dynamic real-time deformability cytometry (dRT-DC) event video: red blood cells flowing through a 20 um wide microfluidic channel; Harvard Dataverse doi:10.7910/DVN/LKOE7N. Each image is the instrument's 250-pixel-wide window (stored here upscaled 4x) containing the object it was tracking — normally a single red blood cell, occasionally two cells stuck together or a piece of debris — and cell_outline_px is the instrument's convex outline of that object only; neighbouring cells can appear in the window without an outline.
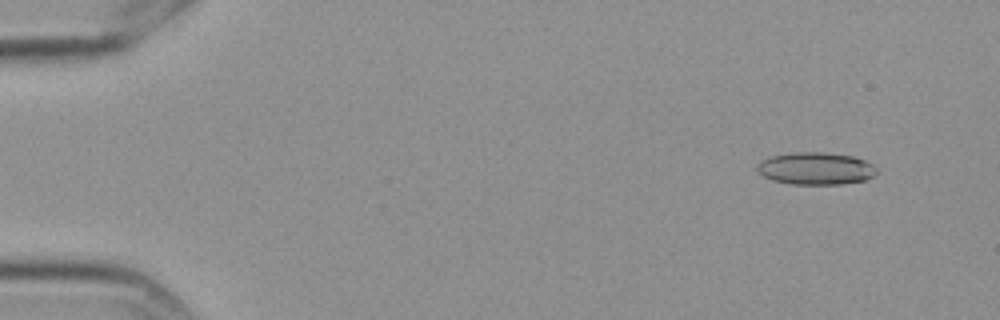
{"species": "Egyptian fruit bat (a non-hibernating species)", "species_latin": "Rousettus aegyptiacus", "temperature_condition": "cold", "stored_images_in_passage": 6, "camera_frame_rate_fps": 3000, "um_per_image_px": 0.085, "frame": {"image": 1, "passage_image": 1, "time_ms": 0.0, "image_size_px": [1000, 320], "cell_outline_px": [[876, 172], [872, 176], [864, 180], [840, 184], [792, 184], [772, 180], [764, 176], [756, 168], [756, 164], [760, 160], [768, 156], [792, 152], [824, 152], [852, 156], [864, 160], [872, 164], [876, 168]], "centroid_in_image_um": [69.28, 14.31], "position_along_channel_um": 15.7, "area_um2": 22.54}}
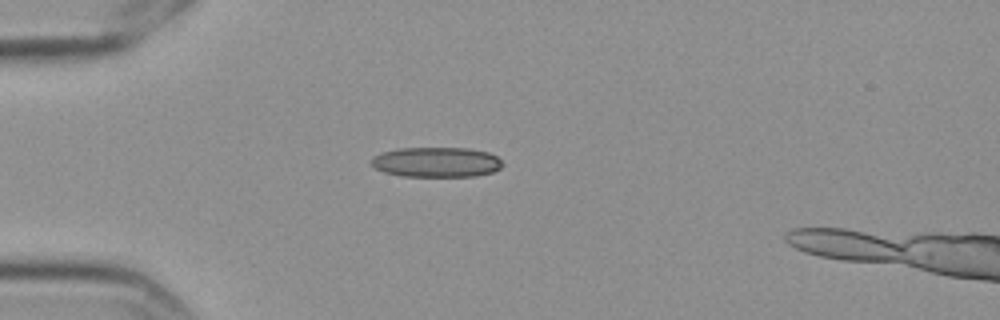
{"frame": {"image": 2, "passage_image": 4, "time_ms": 1.0, "image_size_px": [1000, 320], "cell_outline_px": [[504, 164], [500, 168], [492, 172], [476, 176], [400, 176], [384, 172], [376, 168], [372, 164], [372, 156], [396, 148], [468, 148], [488, 152], [496, 156]], "centroid_in_image_um": [37.1, 13.78], "position_along_channel_um": 47.9, "area_um2": 22.95}}
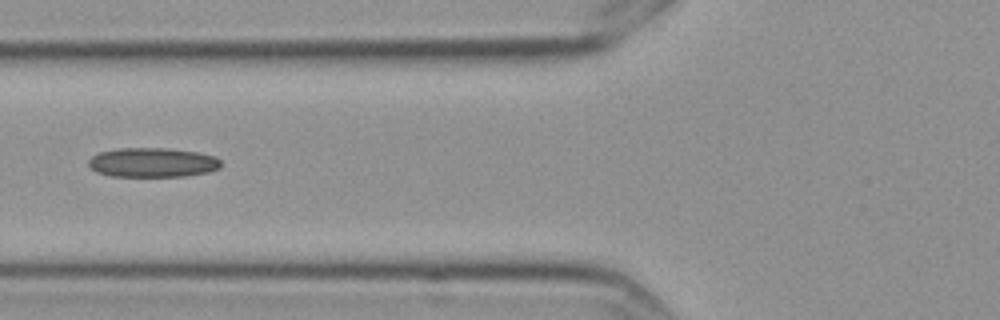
{"frame": {"image": 3, "passage_image": 6, "time_ms": 1.667, "image_size_px": [1000, 320], "cell_outline_px": [[220, 168], [208, 172], [184, 176], [112, 176], [96, 172], [88, 164], [88, 160], [92, 156], [100, 152], [116, 148], [168, 148], [200, 152], [216, 156], [220, 160]], "centroid_in_image_um": [12.98, 13.8], "position_along_channel_um": 112.8, "area_um2": 22.83}}